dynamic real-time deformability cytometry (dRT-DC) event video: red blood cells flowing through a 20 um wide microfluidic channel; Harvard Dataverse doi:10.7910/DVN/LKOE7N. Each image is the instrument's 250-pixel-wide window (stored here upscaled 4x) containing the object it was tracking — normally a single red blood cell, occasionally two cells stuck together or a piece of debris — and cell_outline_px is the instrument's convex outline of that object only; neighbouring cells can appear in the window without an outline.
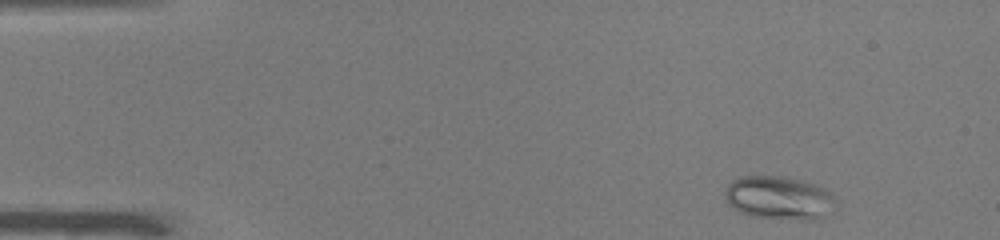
{"species": "common noctule bat (a hibernating species)", "species_latin": "Nyctalus noctula", "temperature_condition": "warm", "stored_images_in_passage": 48, "camera_frame_rate_fps": 3000, "um_per_image_px": 0.085, "animal": {"sex": "male", "body_mass_g": 19.0, "forearm_length_mm": 50.8}, "frame": {"image": 1, "passage_image": 2, "time_ms": 0.333, "image_size_px": [1000, 240], "cell_outline_px": [[832, 200], [824, 216], [812, 220], [800, 220], [752, 216], [740, 212], [728, 204], [724, 196], [724, 192], [728, 184], [732, 180], [744, 176], [784, 176], [800, 180], [824, 188], [832, 192]], "centroid_in_image_um": [66.12, 16.81], "position_along_channel_um": 18.9, "area_um2": 27.51}}
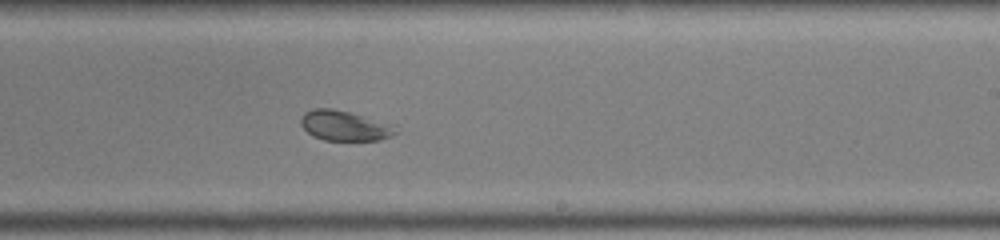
{"frame": {"image": 2, "passage_image": 28, "time_ms": 9.0, "image_size_px": [1000, 240], "cell_outline_px": [[400, 132], [392, 136], [380, 140], [324, 140], [312, 136], [300, 124], [300, 116], [304, 112], [312, 108], [332, 108], [364, 116], [392, 124]], "centroid_in_image_um": [29.28, 10.68], "position_along_channel_um": 259.7, "area_um2": 16.76}}
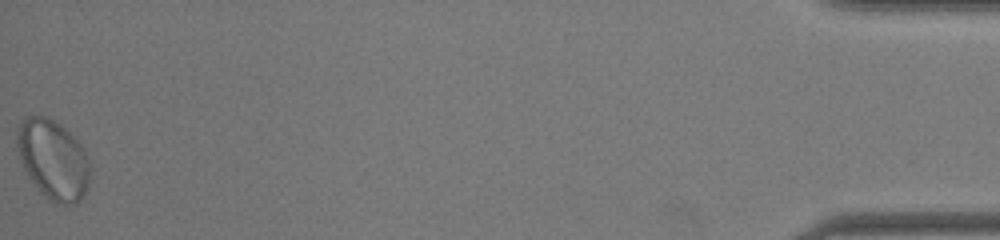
{"frame": {"image": 3, "passage_image": 48, "time_ms": 15.667, "image_size_px": [1000, 240], "cell_outline_px": [[88, 184], [80, 200], [76, 204], [60, 204], [48, 200], [40, 192], [28, 176], [20, 160], [16, 144], [16, 132], [20, 120], [24, 116], [44, 116], [60, 124], [84, 148], [88, 160]], "centroid_in_image_um": [4.46, 13.55], "position_along_channel_um": 430.7, "area_um2": 33.7}}